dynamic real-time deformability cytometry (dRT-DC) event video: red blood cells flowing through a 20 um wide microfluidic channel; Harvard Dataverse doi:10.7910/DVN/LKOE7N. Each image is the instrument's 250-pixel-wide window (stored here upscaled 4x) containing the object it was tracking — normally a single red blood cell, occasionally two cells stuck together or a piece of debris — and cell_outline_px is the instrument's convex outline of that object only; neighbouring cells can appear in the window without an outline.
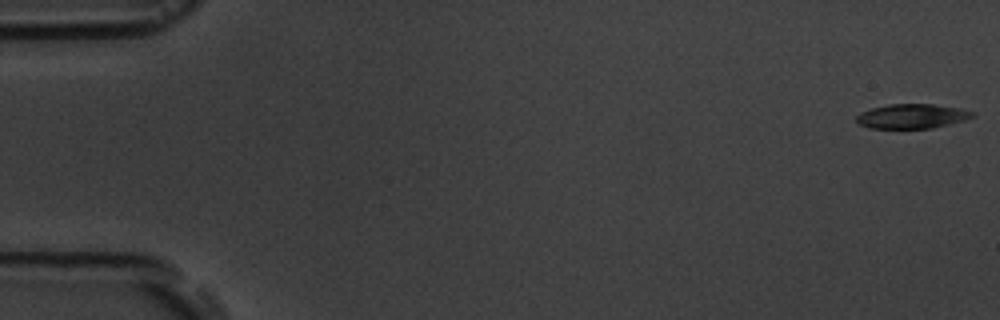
{"species": "common noctule bat (a hibernating species)", "species_latin": "Nyctalus noctula", "temperature_condition": "room temperature", "stored_images_in_passage": 5, "camera_frame_rate_fps": 3000, "um_per_image_px": 0.085, "animal": {"sex": "male", "body_mass_g": 19.5, "forearm_length_mm": 54.6}, "frame": {"image": 1, "passage_image": 1, "time_ms": 0.0, "image_size_px": [1000, 320], "cell_outline_px": [[976, 116], [964, 120], [932, 128], [868, 128], [856, 124], [856, 116], [860, 112], [872, 108], [888, 104], [932, 104], [960, 108], [976, 112]], "centroid_in_image_um": [77.5, 9.88], "position_along_channel_um": 7.5, "area_um2": 16.7}}
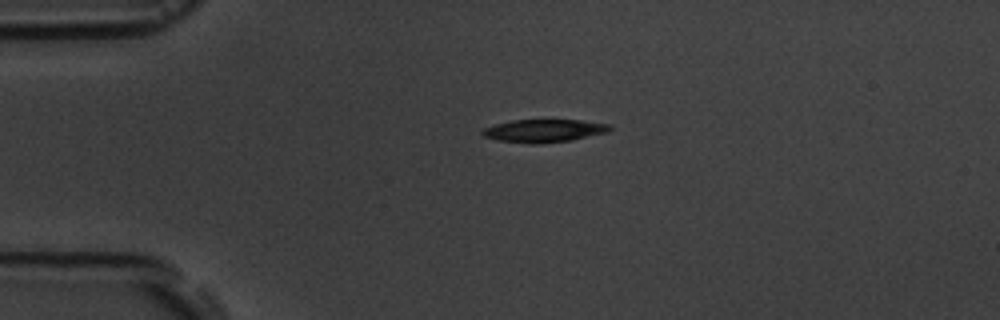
{"frame": {"image": 2, "passage_image": 4, "time_ms": 4.0, "image_size_px": [1000, 320], "cell_outline_px": [[612, 128], [608, 132], [572, 140], [536, 144], [528, 144], [500, 140], [484, 136], [480, 132], [484, 128], [496, 124], [512, 120], [580, 120], [612, 124]], "centroid_in_image_um": [46.28, 11.11], "position_along_channel_um": 38.7, "area_um2": 16.99}}